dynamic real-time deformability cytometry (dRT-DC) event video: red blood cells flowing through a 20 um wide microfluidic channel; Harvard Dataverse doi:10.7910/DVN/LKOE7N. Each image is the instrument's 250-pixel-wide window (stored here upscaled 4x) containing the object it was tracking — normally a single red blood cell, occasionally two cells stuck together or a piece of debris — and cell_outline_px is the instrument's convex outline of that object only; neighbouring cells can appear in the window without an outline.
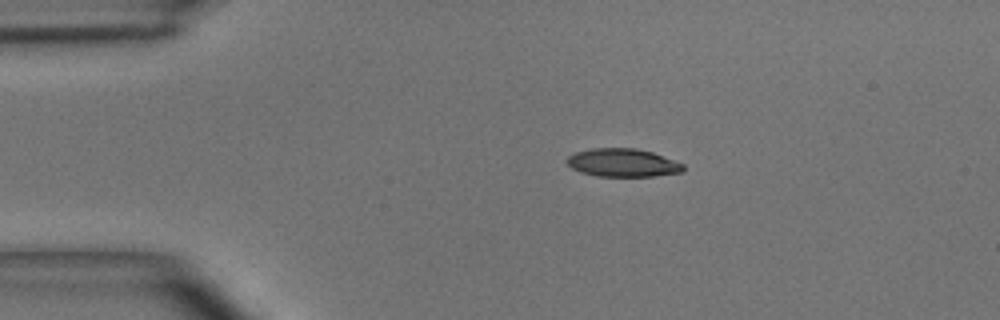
{"species": "common noctule bat (a hibernating species)", "species_latin": "Nyctalus noctula", "temperature_condition": "room temperature", "stored_images_in_passage": 40, "camera_frame_rate_fps": 3000, "um_per_image_px": 0.085, "animal": {"sex": "male", "body_mass_g": 15.6}, "frame": {"image": 1, "passage_image": 1, "time_ms": 0.0, "image_size_px": [1000, 320], "cell_outline_px": [[684, 172], [656, 176], [596, 176], [580, 172], [572, 168], [568, 164], [568, 156], [576, 152], [592, 148], [636, 148], [652, 152], [684, 164]], "centroid_in_image_um": [52.96, 13.84], "position_along_channel_um": 32.0, "area_um2": 19.07}}
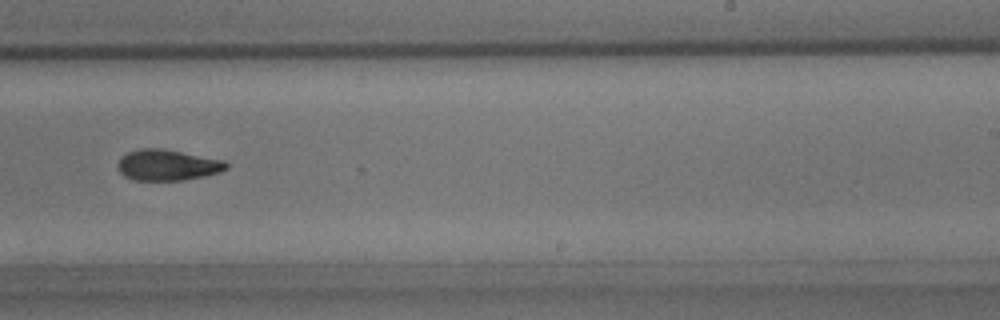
{"frame": {"image": 2, "passage_image": 22, "time_ms": 7.0, "image_size_px": [1000, 320], "cell_outline_px": [[228, 168], [220, 172], [204, 176], [184, 180], [132, 180], [124, 176], [120, 172], [120, 160], [128, 152], [140, 148], [160, 148], [224, 160], [228, 164]], "centroid_in_image_um": [14.27, 14.03], "position_along_channel_um": 274.7, "area_um2": 19.31}}
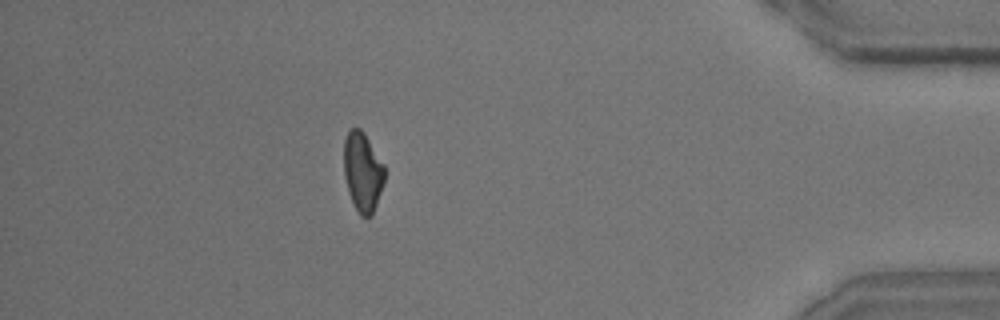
{"frame": {"image": 3, "passage_image": 35, "time_ms": 11.333, "image_size_px": [1000, 320], "cell_outline_px": [[384, 180], [372, 216], [360, 216], [348, 192], [344, 176], [344, 140], [348, 132], [352, 128], [360, 128], [364, 132], [384, 164]], "centroid_in_image_um": [30.82, 14.59], "position_along_channel_um": 404.4, "area_um2": 18.67}, "authors_computed_cell_mechanics": {"area_um2": 19.5364, "velocity_mm_per_s": 4.06, "shape_relaxation_time_tau1_ms": 4.1118, "shape_relaxation_time_tau2_ms": 3.1443, "deformation_change_tau1": 0.1513, "deformation_change_tau2": 0.0992}}